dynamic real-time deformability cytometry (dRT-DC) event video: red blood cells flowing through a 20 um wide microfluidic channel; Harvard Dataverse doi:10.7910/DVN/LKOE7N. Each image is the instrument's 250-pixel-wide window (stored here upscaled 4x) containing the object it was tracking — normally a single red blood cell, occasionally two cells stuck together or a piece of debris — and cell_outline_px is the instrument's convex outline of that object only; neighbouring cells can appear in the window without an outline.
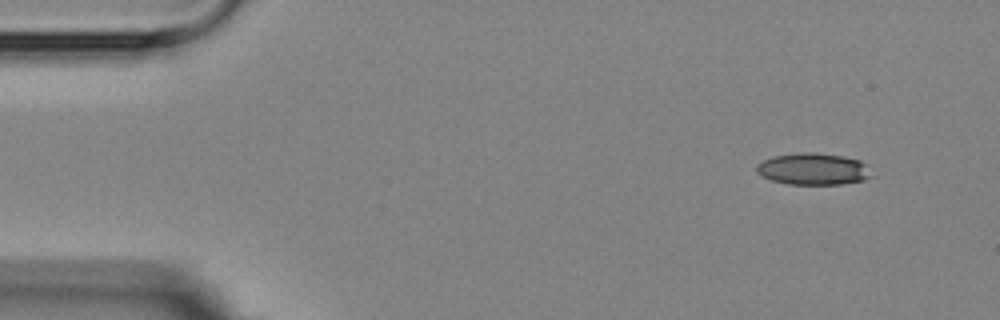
{"species": "Egyptian fruit bat (a non-hibernating species)", "species_latin": "Rousettus aegyptiacus", "temperature_condition": "room temperature", "stored_images_in_passage": 4, "camera_frame_rate_fps": 3000, "um_per_image_px": 0.085, "animal": {"sex": "female"}, "frame": {"image": 1, "passage_image": 1, "time_ms": 0.0, "image_size_px": [1000, 320], "cell_outline_px": [[876, 176], [864, 180], [840, 184], [788, 184], [772, 180], [756, 172], [756, 164], [772, 156], [800, 152], [812, 152], [844, 156], [860, 160]], "centroid_in_image_um": [69.15, 14.36], "position_along_channel_um": 15.9, "area_um2": 21.39}}
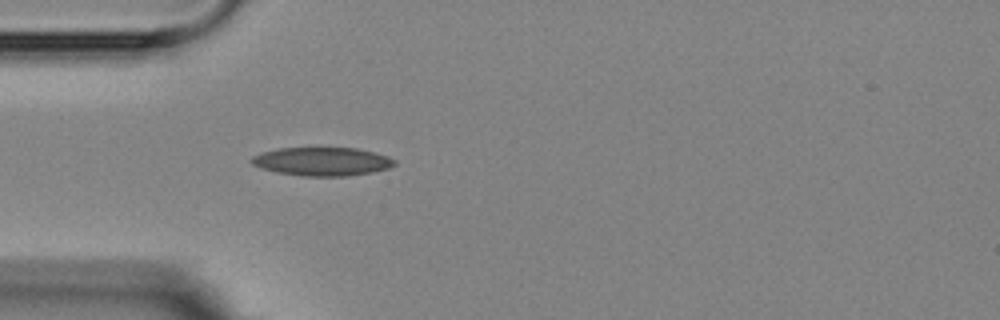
{"frame": {"image": 2, "passage_image": 4, "time_ms": 3.667, "image_size_px": [1000, 320], "cell_outline_px": [[396, 164], [388, 168], [372, 172], [348, 176], [304, 176], [276, 172], [260, 168], [252, 164], [248, 160], [252, 156], [260, 152], [280, 148], [356, 148], [388, 156], [396, 160]], "centroid_in_image_um": [27.34, 13.73], "position_along_channel_um": 57.7, "area_um2": 23.81}}